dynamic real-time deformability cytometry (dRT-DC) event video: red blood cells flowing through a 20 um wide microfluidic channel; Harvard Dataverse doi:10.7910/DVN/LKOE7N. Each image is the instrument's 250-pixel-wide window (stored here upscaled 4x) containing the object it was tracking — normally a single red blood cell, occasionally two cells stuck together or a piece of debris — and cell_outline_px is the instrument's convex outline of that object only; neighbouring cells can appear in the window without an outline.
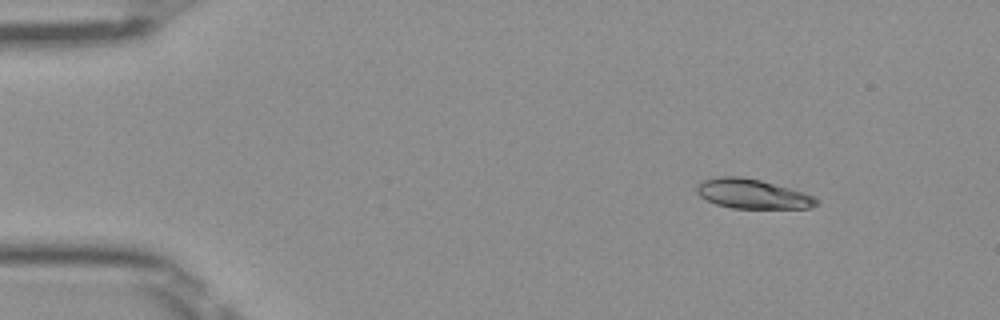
{"species": "Egyptian fruit bat (a non-hibernating species)", "species_latin": "Rousettus aegyptiacus", "temperature_condition": "room temperature", "stored_images_in_passage": 45, "camera_frame_rate_fps": 3000, "um_per_image_px": 0.085, "frame": {"image": 1, "passage_image": 1, "time_ms": 0.0, "image_size_px": [1000, 320], "cell_outline_px": [[820, 204], [812, 208], [732, 208], [716, 204], [700, 196], [696, 192], [696, 188], [704, 180], [720, 176], [740, 176], [760, 180], [804, 192], [812, 196]], "centroid_in_image_um": [63.97, 16.48], "position_along_channel_um": 21.0, "area_um2": 20.4}}
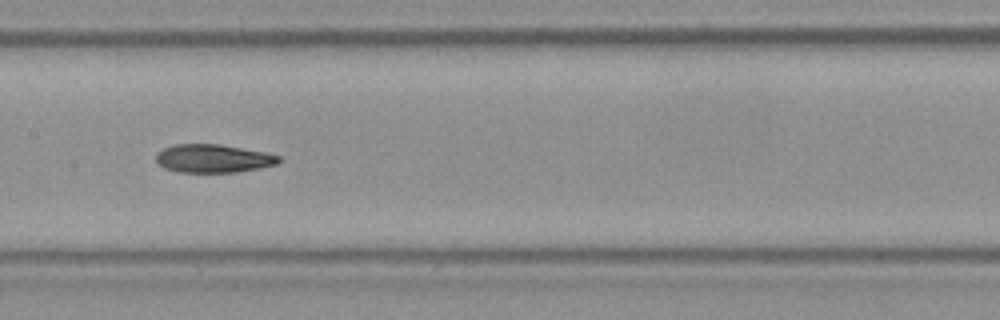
{"frame": {"image": 2, "passage_image": 20, "time_ms": 6.333, "image_size_px": [1000, 320], "cell_outline_px": [[284, 160], [280, 164], [260, 168], [236, 172], [176, 172], [164, 168], [156, 164], [156, 152], [172, 144], [220, 144], [268, 152], [280, 156]], "centroid_in_image_um": [18.16, 13.47], "position_along_channel_um": 189.2, "area_um2": 20.75}}
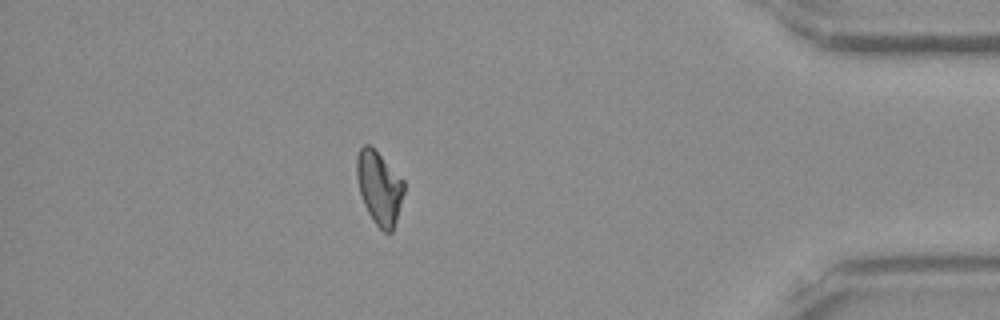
{"frame": {"image": 3, "passage_image": 39, "time_ms": 12.667, "image_size_px": [1000, 320], "cell_outline_px": [[404, 192], [396, 220], [392, 232], [384, 232], [372, 220], [364, 204], [360, 192], [356, 176], [356, 156], [360, 148], [364, 144], [368, 144], [404, 180]], "centroid_in_image_um": [32.22, 15.97], "position_along_channel_um": 403.0, "area_um2": 19.83}, "authors_computed_cell_mechanics": {"area_um2": 20.6924, "velocity_mm_per_s": 4.0326, "shape_relaxation_time_tau1_ms": 3.9987, "shape_relaxation_time_tau2_ms": 3.2682, "deformation_change_tau1": 0.1577, "deformation_change_tau2": 0.0963}}